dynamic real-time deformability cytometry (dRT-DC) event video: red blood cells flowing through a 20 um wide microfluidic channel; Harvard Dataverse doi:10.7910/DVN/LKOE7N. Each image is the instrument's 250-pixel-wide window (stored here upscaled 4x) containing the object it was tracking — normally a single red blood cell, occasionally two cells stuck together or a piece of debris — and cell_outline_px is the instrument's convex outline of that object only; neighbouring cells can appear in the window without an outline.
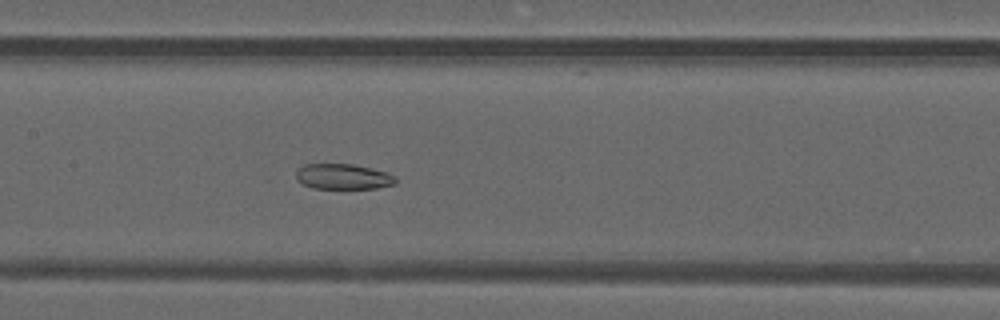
{"species": "common noctule bat (a hibernating species)", "species_latin": "Nyctalus noctula", "temperature_condition": "warm", "stored_images_in_passage": 49, "camera_frame_rate_fps": 3000, "um_per_image_px": 0.085, "animal": {"sex": "male", "forearm_length_mm": 52.5}, "frame": {"image": 1, "passage_image": 24, "time_ms": 7.667, "image_size_px": [1000, 320], "cell_outline_px": [[396, 184], [376, 188], [312, 188], [296, 180], [296, 168], [304, 164], [352, 164], [372, 168], [388, 172], [396, 176]], "centroid_in_image_um": [29.17, 15.0], "position_along_channel_um": 178.2, "area_um2": 14.91}}
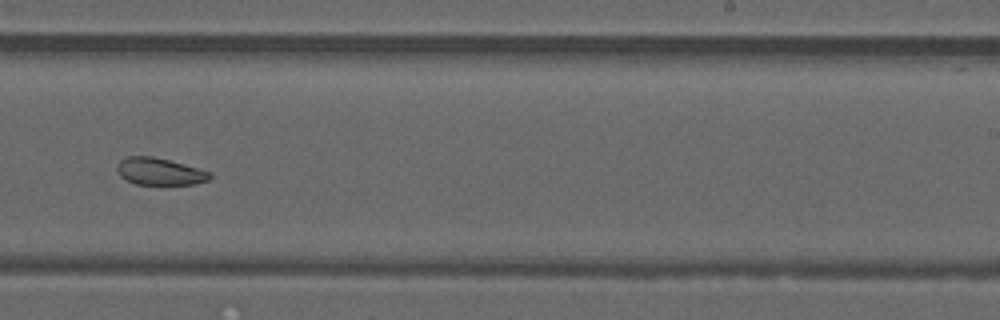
{"frame": {"image": 2, "passage_image": 31, "time_ms": 10.0, "image_size_px": [1000, 320], "cell_outline_px": [[212, 176], [208, 180], [196, 184], [168, 188], [136, 184], [124, 180], [120, 176], [116, 168], [120, 160], [128, 156], [152, 156], [184, 164], [212, 172]], "centroid_in_image_um": [13.6, 14.64], "position_along_channel_um": 275.4, "area_um2": 15.55}}
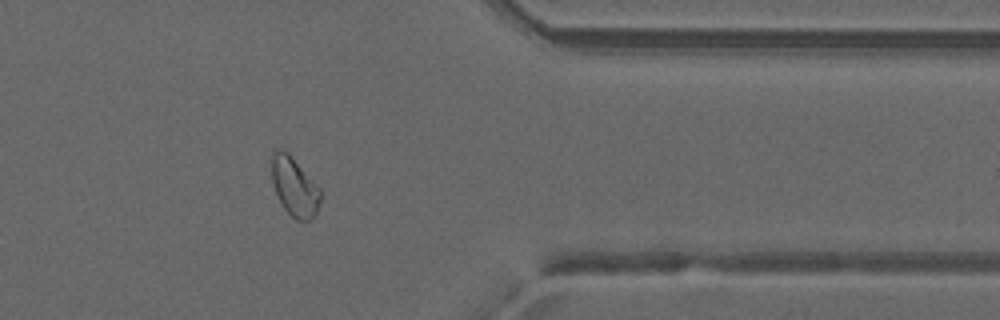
{"frame": {"image": 3, "passage_image": 40, "time_ms": 13.0, "image_size_px": [1000, 320], "cell_outline_px": [[320, 200], [316, 212], [308, 220], [296, 220], [284, 208], [272, 184], [272, 152], [276, 148], [280, 148], [288, 152], [320, 188]], "centroid_in_image_um": [25.01, 15.83], "position_along_channel_um": 386.4, "area_um2": 16.47}, "authors_computed_cell_mechanics": {"area_um2": 18.785, "velocity_mm_per_s": 4.1742, "shape_relaxation_time_tau1_ms": null, "shape_relaxation_time_tau2_ms": 3.5132, "deformation_change_tau1": null, "deformation_change_tau2": 0.0767}}